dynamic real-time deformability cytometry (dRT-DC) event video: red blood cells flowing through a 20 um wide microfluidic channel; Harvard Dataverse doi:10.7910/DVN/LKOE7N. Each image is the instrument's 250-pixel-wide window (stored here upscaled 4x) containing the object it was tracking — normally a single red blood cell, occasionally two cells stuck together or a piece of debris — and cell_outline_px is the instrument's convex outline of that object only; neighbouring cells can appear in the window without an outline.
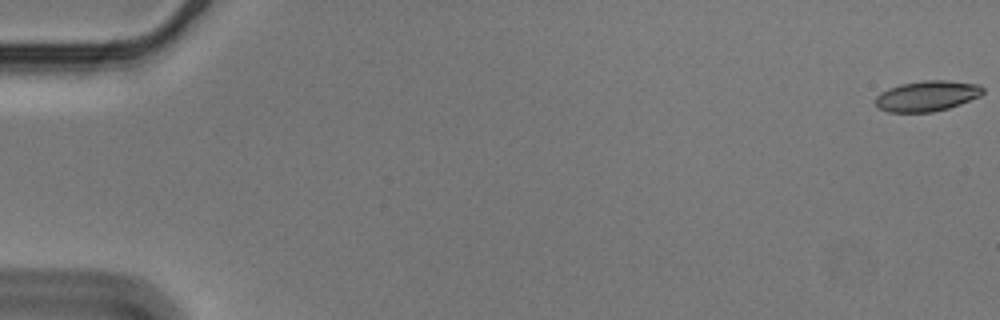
{"species": "Egyptian fruit bat (a non-hibernating species)", "species_latin": "Rousettus aegyptiacus", "temperature_condition": "cold", "stored_images_in_passage": 14, "camera_frame_rate_fps": 3000, "um_per_image_px": 0.085, "animal": {"sex": "male"}, "frame": {"image": 1, "passage_image": 1, "time_ms": 0.0, "image_size_px": [1000, 320], "cell_outline_px": [[984, 92], [980, 96], [960, 104], [948, 108], [932, 112], [888, 112], [880, 108], [876, 104], [876, 96], [880, 92], [888, 88], [900, 84], [924, 80], [948, 80], [980, 84], [984, 88]], "centroid_in_image_um": [78.82, 8.14], "position_along_channel_um": 6.2, "area_um2": 19.19}}